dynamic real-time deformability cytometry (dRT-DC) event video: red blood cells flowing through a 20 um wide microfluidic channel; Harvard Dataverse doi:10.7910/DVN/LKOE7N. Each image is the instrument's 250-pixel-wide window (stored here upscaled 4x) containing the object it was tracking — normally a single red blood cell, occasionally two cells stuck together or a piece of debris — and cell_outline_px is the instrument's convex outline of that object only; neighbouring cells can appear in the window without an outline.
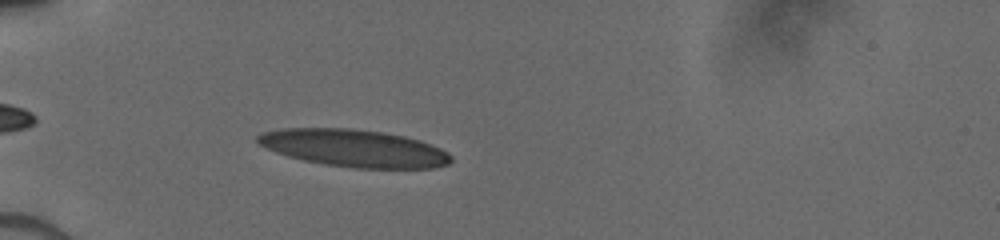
{"species": "human", "species_latin": "Homo sapiens", "temperature_condition": "cold", "stored_images_in_passage": 54, "camera_frame_rate_fps": 3000, "um_per_image_px": 0.085, "donor": {"sex": "male"}, "frame": {"image": 1, "passage_image": 5, "time_ms": 1.333, "image_size_px": [1000, 240], "cell_outline_px": [[452, 160], [448, 164], [432, 168], [352, 168], [324, 164], [304, 160], [288, 156], [276, 152], [260, 144], [256, 140], [256, 136], [260, 132], [284, 128], [348, 128], [380, 132], [404, 136], [420, 140], [440, 148], [448, 152], [452, 156]], "centroid_in_image_um": [30.09, 12.59], "position_along_channel_um": 54.9, "area_um2": 42.02}}
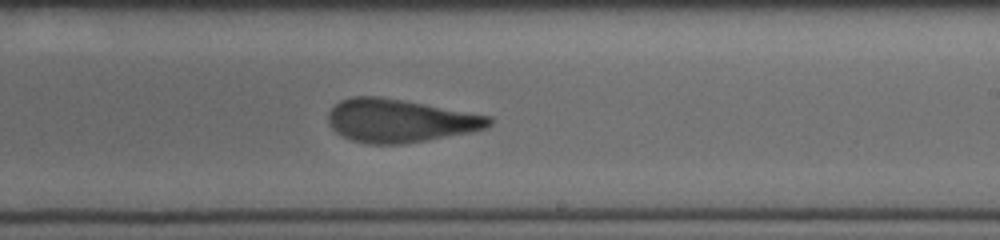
{"frame": {"image": 2, "passage_image": 31, "time_ms": 6.667, "image_size_px": [1000, 240], "cell_outline_px": [[492, 124], [488, 128], [472, 132], [428, 140], [400, 144], [368, 144], [352, 140], [336, 132], [332, 128], [328, 120], [328, 112], [340, 100], [352, 96], [376, 96], [400, 100], [492, 116]], "centroid_in_image_um": [34.0, 10.27], "position_along_channel_um": 255.0, "area_um2": 40.29}}
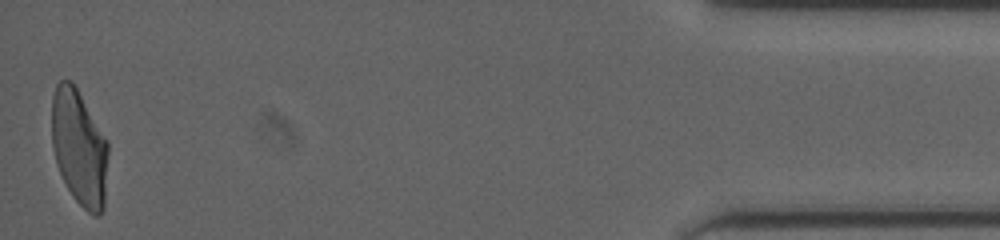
{"frame": {"image": 3, "passage_image": 54, "time_ms": 12.667, "image_size_px": [1000, 240], "cell_outline_px": [[108, 152], [104, 208], [100, 216], [92, 216], [72, 196], [56, 164], [52, 144], [52, 96], [56, 84], [60, 80], [72, 80], [108, 140]], "centroid_in_image_um": [6.74, 12.54], "position_along_channel_um": 428.5, "area_um2": 38.32}}